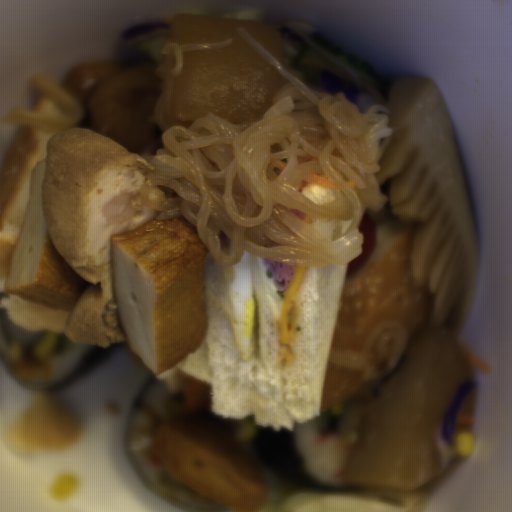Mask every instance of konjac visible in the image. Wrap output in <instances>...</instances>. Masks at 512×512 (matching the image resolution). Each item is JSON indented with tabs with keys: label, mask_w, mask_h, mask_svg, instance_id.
Masks as SVG:
<instances>
[{
	"label": "konjac",
	"mask_w": 512,
	"mask_h": 512,
	"mask_svg": "<svg viewBox=\"0 0 512 512\" xmlns=\"http://www.w3.org/2000/svg\"><path fill=\"white\" fill-rule=\"evenodd\" d=\"M236 31L285 77L284 86L260 117L231 121L209 112L195 121L177 120L172 81L182 74L183 54L221 49L233 41L178 44L166 39L165 58L155 68L160 94L148 116L162 135L142 154L154 168L135 162L146 177L143 205L161 212L155 220L184 215L221 265L239 264L248 252L295 266H343L362 251L364 211L378 212L388 201L375 174L393 136L391 110L377 104L362 114L343 92L313 90L244 27ZM285 156L288 164L277 176L268 163ZM323 172L342 192L318 205L294 186ZM290 209L318 218L354 216V221L345 235L328 240Z\"/></svg>",
	"instance_id": "obj_1"
}]
</instances>
